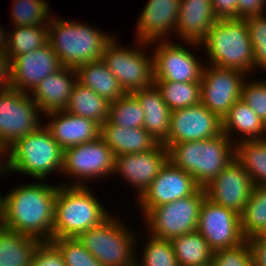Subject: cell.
<instances>
[{
	"mask_svg": "<svg viewBox=\"0 0 266 266\" xmlns=\"http://www.w3.org/2000/svg\"><path fill=\"white\" fill-rule=\"evenodd\" d=\"M113 37L85 23L54 16L48 24V43L63 67L76 69L80 65L101 60L106 45Z\"/></svg>",
	"mask_w": 266,
	"mask_h": 266,
	"instance_id": "obj_2",
	"label": "cell"
},
{
	"mask_svg": "<svg viewBox=\"0 0 266 266\" xmlns=\"http://www.w3.org/2000/svg\"><path fill=\"white\" fill-rule=\"evenodd\" d=\"M205 197V189L200 187L193 195L151 208L143 215L144 222L149 227L148 234L172 240L196 231Z\"/></svg>",
	"mask_w": 266,
	"mask_h": 266,
	"instance_id": "obj_9",
	"label": "cell"
},
{
	"mask_svg": "<svg viewBox=\"0 0 266 266\" xmlns=\"http://www.w3.org/2000/svg\"><path fill=\"white\" fill-rule=\"evenodd\" d=\"M13 27L48 25L51 19L47 0H13ZM50 14V15H48ZM49 19V20H48Z\"/></svg>",
	"mask_w": 266,
	"mask_h": 266,
	"instance_id": "obj_36",
	"label": "cell"
},
{
	"mask_svg": "<svg viewBox=\"0 0 266 266\" xmlns=\"http://www.w3.org/2000/svg\"><path fill=\"white\" fill-rule=\"evenodd\" d=\"M11 30L6 51L10 61L19 54L34 51L48 43V25L14 27Z\"/></svg>",
	"mask_w": 266,
	"mask_h": 266,
	"instance_id": "obj_33",
	"label": "cell"
},
{
	"mask_svg": "<svg viewBox=\"0 0 266 266\" xmlns=\"http://www.w3.org/2000/svg\"><path fill=\"white\" fill-rule=\"evenodd\" d=\"M200 45L206 48L209 65L253 73L254 52L245 19H218Z\"/></svg>",
	"mask_w": 266,
	"mask_h": 266,
	"instance_id": "obj_5",
	"label": "cell"
},
{
	"mask_svg": "<svg viewBox=\"0 0 266 266\" xmlns=\"http://www.w3.org/2000/svg\"><path fill=\"white\" fill-rule=\"evenodd\" d=\"M253 250L249 240L236 247L214 251L210 266H253Z\"/></svg>",
	"mask_w": 266,
	"mask_h": 266,
	"instance_id": "obj_40",
	"label": "cell"
},
{
	"mask_svg": "<svg viewBox=\"0 0 266 266\" xmlns=\"http://www.w3.org/2000/svg\"><path fill=\"white\" fill-rule=\"evenodd\" d=\"M2 28V29H1ZM8 32L3 31V27L0 25V53H6L7 51Z\"/></svg>",
	"mask_w": 266,
	"mask_h": 266,
	"instance_id": "obj_48",
	"label": "cell"
},
{
	"mask_svg": "<svg viewBox=\"0 0 266 266\" xmlns=\"http://www.w3.org/2000/svg\"><path fill=\"white\" fill-rule=\"evenodd\" d=\"M245 21L254 52V70L261 68L266 71V15L249 16Z\"/></svg>",
	"mask_w": 266,
	"mask_h": 266,
	"instance_id": "obj_39",
	"label": "cell"
},
{
	"mask_svg": "<svg viewBox=\"0 0 266 266\" xmlns=\"http://www.w3.org/2000/svg\"><path fill=\"white\" fill-rule=\"evenodd\" d=\"M133 94L144 111L143 128L162 143L168 136L172 111L162 99L160 90L153 84L150 87L139 89Z\"/></svg>",
	"mask_w": 266,
	"mask_h": 266,
	"instance_id": "obj_25",
	"label": "cell"
},
{
	"mask_svg": "<svg viewBox=\"0 0 266 266\" xmlns=\"http://www.w3.org/2000/svg\"><path fill=\"white\" fill-rule=\"evenodd\" d=\"M31 266H66L58 248L51 241H43L37 248Z\"/></svg>",
	"mask_w": 266,
	"mask_h": 266,
	"instance_id": "obj_42",
	"label": "cell"
},
{
	"mask_svg": "<svg viewBox=\"0 0 266 266\" xmlns=\"http://www.w3.org/2000/svg\"><path fill=\"white\" fill-rule=\"evenodd\" d=\"M58 188L34 182L11 189L3 196L4 227L40 241H51Z\"/></svg>",
	"mask_w": 266,
	"mask_h": 266,
	"instance_id": "obj_1",
	"label": "cell"
},
{
	"mask_svg": "<svg viewBox=\"0 0 266 266\" xmlns=\"http://www.w3.org/2000/svg\"><path fill=\"white\" fill-rule=\"evenodd\" d=\"M54 212L53 239L77 238L111 216L86 184L59 185Z\"/></svg>",
	"mask_w": 266,
	"mask_h": 266,
	"instance_id": "obj_4",
	"label": "cell"
},
{
	"mask_svg": "<svg viewBox=\"0 0 266 266\" xmlns=\"http://www.w3.org/2000/svg\"><path fill=\"white\" fill-rule=\"evenodd\" d=\"M11 88V61L6 53H0V93Z\"/></svg>",
	"mask_w": 266,
	"mask_h": 266,
	"instance_id": "obj_46",
	"label": "cell"
},
{
	"mask_svg": "<svg viewBox=\"0 0 266 266\" xmlns=\"http://www.w3.org/2000/svg\"><path fill=\"white\" fill-rule=\"evenodd\" d=\"M199 188L190 174L168 160L148 189L137 199L138 206L140 204L142 215H145L151 208L193 195Z\"/></svg>",
	"mask_w": 266,
	"mask_h": 266,
	"instance_id": "obj_17",
	"label": "cell"
},
{
	"mask_svg": "<svg viewBox=\"0 0 266 266\" xmlns=\"http://www.w3.org/2000/svg\"><path fill=\"white\" fill-rule=\"evenodd\" d=\"M111 124L125 128H138L144 125V111L133 93H126L109 105L107 119Z\"/></svg>",
	"mask_w": 266,
	"mask_h": 266,
	"instance_id": "obj_35",
	"label": "cell"
},
{
	"mask_svg": "<svg viewBox=\"0 0 266 266\" xmlns=\"http://www.w3.org/2000/svg\"><path fill=\"white\" fill-rule=\"evenodd\" d=\"M262 238L266 239V229L263 231V233L260 235Z\"/></svg>",
	"mask_w": 266,
	"mask_h": 266,
	"instance_id": "obj_50",
	"label": "cell"
},
{
	"mask_svg": "<svg viewBox=\"0 0 266 266\" xmlns=\"http://www.w3.org/2000/svg\"><path fill=\"white\" fill-rule=\"evenodd\" d=\"M118 42L117 38L113 37L106 45L101 59L125 92L133 93L153 85V55L149 56L146 52V48L151 47V43L136 40L137 47L124 48Z\"/></svg>",
	"mask_w": 266,
	"mask_h": 266,
	"instance_id": "obj_8",
	"label": "cell"
},
{
	"mask_svg": "<svg viewBox=\"0 0 266 266\" xmlns=\"http://www.w3.org/2000/svg\"><path fill=\"white\" fill-rule=\"evenodd\" d=\"M29 95L12 88L0 93V143L6 149L44 123L39 120L42 112Z\"/></svg>",
	"mask_w": 266,
	"mask_h": 266,
	"instance_id": "obj_10",
	"label": "cell"
},
{
	"mask_svg": "<svg viewBox=\"0 0 266 266\" xmlns=\"http://www.w3.org/2000/svg\"><path fill=\"white\" fill-rule=\"evenodd\" d=\"M171 241L179 266H210L214 251L197 230Z\"/></svg>",
	"mask_w": 266,
	"mask_h": 266,
	"instance_id": "obj_30",
	"label": "cell"
},
{
	"mask_svg": "<svg viewBox=\"0 0 266 266\" xmlns=\"http://www.w3.org/2000/svg\"><path fill=\"white\" fill-rule=\"evenodd\" d=\"M3 220V195L0 192V221Z\"/></svg>",
	"mask_w": 266,
	"mask_h": 266,
	"instance_id": "obj_49",
	"label": "cell"
},
{
	"mask_svg": "<svg viewBox=\"0 0 266 266\" xmlns=\"http://www.w3.org/2000/svg\"><path fill=\"white\" fill-rule=\"evenodd\" d=\"M171 111L201 103V81H154Z\"/></svg>",
	"mask_w": 266,
	"mask_h": 266,
	"instance_id": "obj_34",
	"label": "cell"
},
{
	"mask_svg": "<svg viewBox=\"0 0 266 266\" xmlns=\"http://www.w3.org/2000/svg\"><path fill=\"white\" fill-rule=\"evenodd\" d=\"M222 133V119L199 103L171 112L168 136L162 144L168 149L175 143L210 139Z\"/></svg>",
	"mask_w": 266,
	"mask_h": 266,
	"instance_id": "obj_14",
	"label": "cell"
},
{
	"mask_svg": "<svg viewBox=\"0 0 266 266\" xmlns=\"http://www.w3.org/2000/svg\"><path fill=\"white\" fill-rule=\"evenodd\" d=\"M43 117L52 119L45 126L64 150L95 140L100 135V126L96 122L67 111L52 112Z\"/></svg>",
	"mask_w": 266,
	"mask_h": 266,
	"instance_id": "obj_23",
	"label": "cell"
},
{
	"mask_svg": "<svg viewBox=\"0 0 266 266\" xmlns=\"http://www.w3.org/2000/svg\"><path fill=\"white\" fill-rule=\"evenodd\" d=\"M51 242L58 248L66 266H104L77 238H55Z\"/></svg>",
	"mask_w": 266,
	"mask_h": 266,
	"instance_id": "obj_38",
	"label": "cell"
},
{
	"mask_svg": "<svg viewBox=\"0 0 266 266\" xmlns=\"http://www.w3.org/2000/svg\"><path fill=\"white\" fill-rule=\"evenodd\" d=\"M235 159V143L224 133L205 140L181 142L168 148V160L204 188Z\"/></svg>",
	"mask_w": 266,
	"mask_h": 266,
	"instance_id": "obj_3",
	"label": "cell"
},
{
	"mask_svg": "<svg viewBox=\"0 0 266 266\" xmlns=\"http://www.w3.org/2000/svg\"><path fill=\"white\" fill-rule=\"evenodd\" d=\"M241 231L246 240L266 229V185H256L240 215Z\"/></svg>",
	"mask_w": 266,
	"mask_h": 266,
	"instance_id": "obj_32",
	"label": "cell"
},
{
	"mask_svg": "<svg viewBox=\"0 0 266 266\" xmlns=\"http://www.w3.org/2000/svg\"><path fill=\"white\" fill-rule=\"evenodd\" d=\"M168 40H158L153 51L154 81L198 82L204 65L189 49Z\"/></svg>",
	"mask_w": 266,
	"mask_h": 266,
	"instance_id": "obj_15",
	"label": "cell"
},
{
	"mask_svg": "<svg viewBox=\"0 0 266 266\" xmlns=\"http://www.w3.org/2000/svg\"><path fill=\"white\" fill-rule=\"evenodd\" d=\"M42 242L4 227L0 231V266H31Z\"/></svg>",
	"mask_w": 266,
	"mask_h": 266,
	"instance_id": "obj_28",
	"label": "cell"
},
{
	"mask_svg": "<svg viewBox=\"0 0 266 266\" xmlns=\"http://www.w3.org/2000/svg\"><path fill=\"white\" fill-rule=\"evenodd\" d=\"M197 231L213 251L236 247L246 240L241 231L240 215L207 197L201 204Z\"/></svg>",
	"mask_w": 266,
	"mask_h": 266,
	"instance_id": "obj_13",
	"label": "cell"
},
{
	"mask_svg": "<svg viewBox=\"0 0 266 266\" xmlns=\"http://www.w3.org/2000/svg\"><path fill=\"white\" fill-rule=\"evenodd\" d=\"M179 8L180 0H148L138 16L134 40L150 42L151 45L158 40H168V35L172 31L175 33Z\"/></svg>",
	"mask_w": 266,
	"mask_h": 266,
	"instance_id": "obj_20",
	"label": "cell"
},
{
	"mask_svg": "<svg viewBox=\"0 0 266 266\" xmlns=\"http://www.w3.org/2000/svg\"><path fill=\"white\" fill-rule=\"evenodd\" d=\"M114 156L153 150L160 142L143 127L125 128L106 120L100 126V135Z\"/></svg>",
	"mask_w": 266,
	"mask_h": 266,
	"instance_id": "obj_24",
	"label": "cell"
},
{
	"mask_svg": "<svg viewBox=\"0 0 266 266\" xmlns=\"http://www.w3.org/2000/svg\"><path fill=\"white\" fill-rule=\"evenodd\" d=\"M77 81L89 87L109 103L123 97L126 92L104 62L96 60L76 68Z\"/></svg>",
	"mask_w": 266,
	"mask_h": 266,
	"instance_id": "obj_27",
	"label": "cell"
},
{
	"mask_svg": "<svg viewBox=\"0 0 266 266\" xmlns=\"http://www.w3.org/2000/svg\"><path fill=\"white\" fill-rule=\"evenodd\" d=\"M114 163L112 150L99 136L95 140L65 149L61 173L75 178L72 184L65 185L85 186L90 179L113 176Z\"/></svg>",
	"mask_w": 266,
	"mask_h": 266,
	"instance_id": "obj_11",
	"label": "cell"
},
{
	"mask_svg": "<svg viewBox=\"0 0 266 266\" xmlns=\"http://www.w3.org/2000/svg\"><path fill=\"white\" fill-rule=\"evenodd\" d=\"M253 250V262L255 266H266V239L260 235L249 239Z\"/></svg>",
	"mask_w": 266,
	"mask_h": 266,
	"instance_id": "obj_45",
	"label": "cell"
},
{
	"mask_svg": "<svg viewBox=\"0 0 266 266\" xmlns=\"http://www.w3.org/2000/svg\"><path fill=\"white\" fill-rule=\"evenodd\" d=\"M5 157L7 158V149L0 143V175L8 173L7 160H3Z\"/></svg>",
	"mask_w": 266,
	"mask_h": 266,
	"instance_id": "obj_47",
	"label": "cell"
},
{
	"mask_svg": "<svg viewBox=\"0 0 266 266\" xmlns=\"http://www.w3.org/2000/svg\"><path fill=\"white\" fill-rule=\"evenodd\" d=\"M149 236L141 261L137 260L135 266H179L171 240Z\"/></svg>",
	"mask_w": 266,
	"mask_h": 266,
	"instance_id": "obj_37",
	"label": "cell"
},
{
	"mask_svg": "<svg viewBox=\"0 0 266 266\" xmlns=\"http://www.w3.org/2000/svg\"><path fill=\"white\" fill-rule=\"evenodd\" d=\"M217 20L211 0H180L175 34L185 44L199 48Z\"/></svg>",
	"mask_w": 266,
	"mask_h": 266,
	"instance_id": "obj_21",
	"label": "cell"
},
{
	"mask_svg": "<svg viewBox=\"0 0 266 266\" xmlns=\"http://www.w3.org/2000/svg\"><path fill=\"white\" fill-rule=\"evenodd\" d=\"M168 161V149L159 143L153 150L115 156L113 174H120L138 192L139 199Z\"/></svg>",
	"mask_w": 266,
	"mask_h": 266,
	"instance_id": "obj_19",
	"label": "cell"
},
{
	"mask_svg": "<svg viewBox=\"0 0 266 266\" xmlns=\"http://www.w3.org/2000/svg\"><path fill=\"white\" fill-rule=\"evenodd\" d=\"M218 19L238 18V0H211Z\"/></svg>",
	"mask_w": 266,
	"mask_h": 266,
	"instance_id": "obj_43",
	"label": "cell"
},
{
	"mask_svg": "<svg viewBox=\"0 0 266 266\" xmlns=\"http://www.w3.org/2000/svg\"><path fill=\"white\" fill-rule=\"evenodd\" d=\"M4 228L3 221H0V231Z\"/></svg>",
	"mask_w": 266,
	"mask_h": 266,
	"instance_id": "obj_51",
	"label": "cell"
},
{
	"mask_svg": "<svg viewBox=\"0 0 266 266\" xmlns=\"http://www.w3.org/2000/svg\"><path fill=\"white\" fill-rule=\"evenodd\" d=\"M245 76L249 77L237 69L205 64L201 78V104L223 119L232 105L241 99Z\"/></svg>",
	"mask_w": 266,
	"mask_h": 266,
	"instance_id": "obj_12",
	"label": "cell"
},
{
	"mask_svg": "<svg viewBox=\"0 0 266 266\" xmlns=\"http://www.w3.org/2000/svg\"><path fill=\"white\" fill-rule=\"evenodd\" d=\"M64 149L42 124L36 131L18 139L7 149L8 173L19 172L35 179H46L52 172L61 173ZM10 171V172H9ZM48 175V176H47Z\"/></svg>",
	"mask_w": 266,
	"mask_h": 266,
	"instance_id": "obj_6",
	"label": "cell"
},
{
	"mask_svg": "<svg viewBox=\"0 0 266 266\" xmlns=\"http://www.w3.org/2000/svg\"><path fill=\"white\" fill-rule=\"evenodd\" d=\"M241 134L233 140V132ZM222 132L235 144L243 140L266 138V124L241 99L236 101L222 119Z\"/></svg>",
	"mask_w": 266,
	"mask_h": 266,
	"instance_id": "obj_26",
	"label": "cell"
},
{
	"mask_svg": "<svg viewBox=\"0 0 266 266\" xmlns=\"http://www.w3.org/2000/svg\"><path fill=\"white\" fill-rule=\"evenodd\" d=\"M266 0H238V18L265 13Z\"/></svg>",
	"mask_w": 266,
	"mask_h": 266,
	"instance_id": "obj_44",
	"label": "cell"
},
{
	"mask_svg": "<svg viewBox=\"0 0 266 266\" xmlns=\"http://www.w3.org/2000/svg\"><path fill=\"white\" fill-rule=\"evenodd\" d=\"M62 67L49 43L34 51L19 54L11 61V88L31 93L40 81Z\"/></svg>",
	"mask_w": 266,
	"mask_h": 266,
	"instance_id": "obj_18",
	"label": "cell"
},
{
	"mask_svg": "<svg viewBox=\"0 0 266 266\" xmlns=\"http://www.w3.org/2000/svg\"><path fill=\"white\" fill-rule=\"evenodd\" d=\"M250 81L243 83L241 100L266 124V80Z\"/></svg>",
	"mask_w": 266,
	"mask_h": 266,
	"instance_id": "obj_41",
	"label": "cell"
},
{
	"mask_svg": "<svg viewBox=\"0 0 266 266\" xmlns=\"http://www.w3.org/2000/svg\"><path fill=\"white\" fill-rule=\"evenodd\" d=\"M253 188L251 176L236 159L204 187L209 200L239 215L244 211Z\"/></svg>",
	"mask_w": 266,
	"mask_h": 266,
	"instance_id": "obj_16",
	"label": "cell"
},
{
	"mask_svg": "<svg viewBox=\"0 0 266 266\" xmlns=\"http://www.w3.org/2000/svg\"><path fill=\"white\" fill-rule=\"evenodd\" d=\"M76 82V69L62 67L40 81L30 96L43 115L65 111Z\"/></svg>",
	"mask_w": 266,
	"mask_h": 266,
	"instance_id": "obj_22",
	"label": "cell"
},
{
	"mask_svg": "<svg viewBox=\"0 0 266 266\" xmlns=\"http://www.w3.org/2000/svg\"><path fill=\"white\" fill-rule=\"evenodd\" d=\"M113 215L77 239L104 266H135L137 238ZM136 239V240H135Z\"/></svg>",
	"mask_w": 266,
	"mask_h": 266,
	"instance_id": "obj_7",
	"label": "cell"
},
{
	"mask_svg": "<svg viewBox=\"0 0 266 266\" xmlns=\"http://www.w3.org/2000/svg\"><path fill=\"white\" fill-rule=\"evenodd\" d=\"M235 159L251 176L254 186L266 185V138L236 143Z\"/></svg>",
	"mask_w": 266,
	"mask_h": 266,
	"instance_id": "obj_31",
	"label": "cell"
},
{
	"mask_svg": "<svg viewBox=\"0 0 266 266\" xmlns=\"http://www.w3.org/2000/svg\"><path fill=\"white\" fill-rule=\"evenodd\" d=\"M109 105L106 99L77 81L65 111L88 118L101 126L108 119Z\"/></svg>",
	"mask_w": 266,
	"mask_h": 266,
	"instance_id": "obj_29",
	"label": "cell"
}]
</instances>
